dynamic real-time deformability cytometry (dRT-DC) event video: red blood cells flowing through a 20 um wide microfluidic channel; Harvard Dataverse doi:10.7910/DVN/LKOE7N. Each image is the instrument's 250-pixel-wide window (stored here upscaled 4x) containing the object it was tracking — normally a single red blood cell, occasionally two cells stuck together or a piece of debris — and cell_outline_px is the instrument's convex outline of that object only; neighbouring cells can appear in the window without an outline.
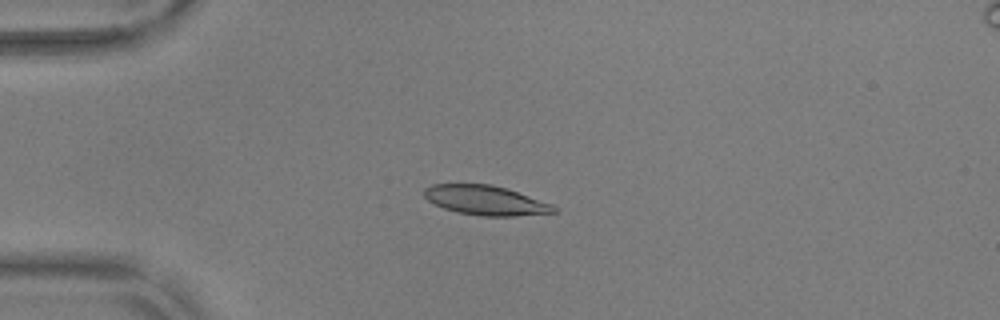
{"species": "common noctule bat (a hibernating species)", "species_latin": "Nyctalus noctula", "temperature_condition": "warm", "stored_images_in_passage": 42, "camera_frame_rate_fps": 3000, "um_per_image_px": 0.085, "animal": {"sex": "male", "body_mass_g": 17.9, "forearm_length_mm": 54.2}, "frame": {"image": 1, "passage_image": 1, "time_ms": 0.0, "image_size_px": [1000, 320], "cell_outline_px": [[556, 212], [516, 216], [480, 216], [456, 212], [444, 208], [428, 200], [424, 196], [424, 188], [432, 184], [492, 184], [552, 204], [556, 208]], "centroid_in_image_um": [41.24, 17.03], "position_along_channel_um": 43.8, "area_um2": 22.08}}
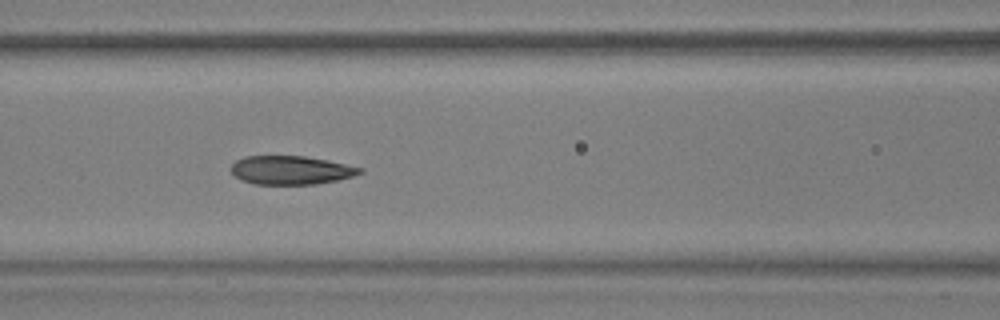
{"frame": {"image": 2, "passage_image": 11, "time_ms": 3.333, "image_size_px": [1000, 320], "cell_outline_px": [[364, 172], [352, 176], [336, 180], [316, 184], [252, 184], [240, 180], [232, 172], [232, 164], [236, 160], [244, 156], [304, 156], [364, 168]], "centroid_in_image_um": [24.7, 14.46], "position_along_channel_um": 141.9, "area_um2": 21.33}}
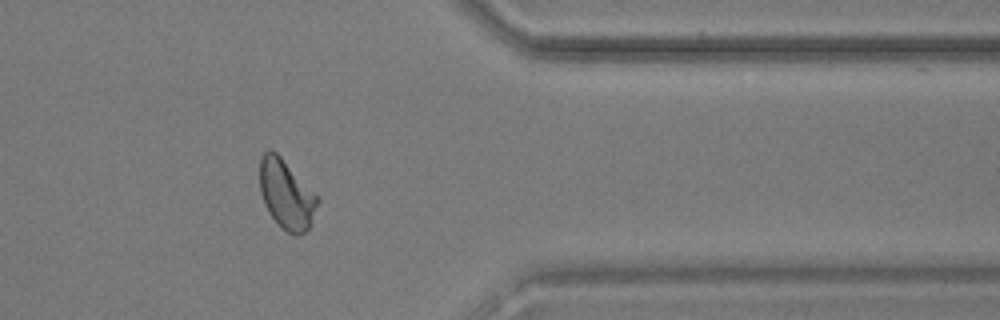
{"frame": {"image": 3, "passage_image": 32, "time_ms": 10.333, "image_size_px": [1000, 320], "cell_outline_px": [[320, 200], [312, 224], [300, 236], [296, 236], [280, 228], [268, 212], [264, 204], [260, 192], [260, 156], [268, 148], [276, 152], [280, 156]], "centroid_in_image_um": [24.33, 16.56], "position_along_channel_um": 387.1, "area_um2": 23.29}, "authors_computed_cell_mechanics": {"area_um2": 22.5998, "velocity_mm_per_s": 3.688, "shape_relaxation_time_tau1_ms": 5.8379, "shape_relaxation_time_tau2_ms": 1.5938, "deformation_change_tau1": 0.1857, "deformation_change_tau2": 0.0697}}